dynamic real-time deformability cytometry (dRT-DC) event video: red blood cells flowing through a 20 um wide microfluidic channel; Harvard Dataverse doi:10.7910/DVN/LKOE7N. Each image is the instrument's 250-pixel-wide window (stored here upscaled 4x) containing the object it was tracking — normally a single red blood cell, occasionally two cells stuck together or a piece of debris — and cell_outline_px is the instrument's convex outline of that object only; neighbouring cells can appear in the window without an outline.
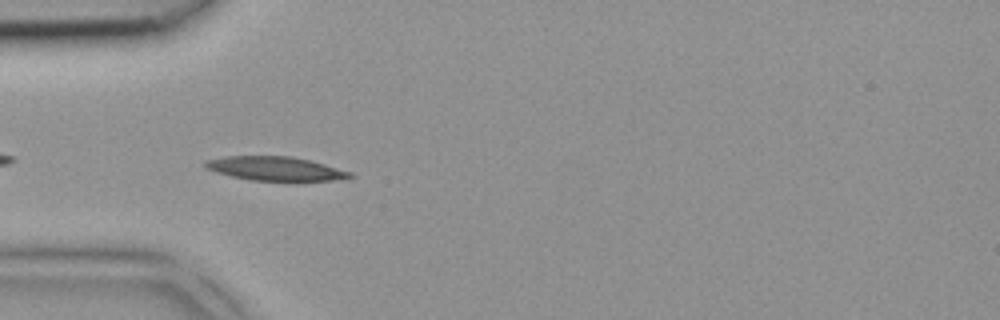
{"species": "common noctule bat (a hibernating species)", "species_latin": "Nyctalus noctula", "temperature_condition": "room temperature", "stored_images_in_passage": 3, "camera_frame_rate_fps": 3000, "um_per_image_px": 0.085, "animal": {"sex": "female", "body_mass_g": 18.4}, "frame": {"image": 1, "passage_image": 3, "time_ms": 0.667, "image_size_px": [1000, 320], "cell_outline_px": [[356, 176], [348, 180], [252, 180], [232, 176], [216, 172], [208, 168], [204, 164], [204, 160], [228, 156], [292, 156], [324, 164], [352, 172]], "centroid_in_image_um": [23.47, 14.33], "position_along_channel_um": 61.5, "area_um2": 20.06}}